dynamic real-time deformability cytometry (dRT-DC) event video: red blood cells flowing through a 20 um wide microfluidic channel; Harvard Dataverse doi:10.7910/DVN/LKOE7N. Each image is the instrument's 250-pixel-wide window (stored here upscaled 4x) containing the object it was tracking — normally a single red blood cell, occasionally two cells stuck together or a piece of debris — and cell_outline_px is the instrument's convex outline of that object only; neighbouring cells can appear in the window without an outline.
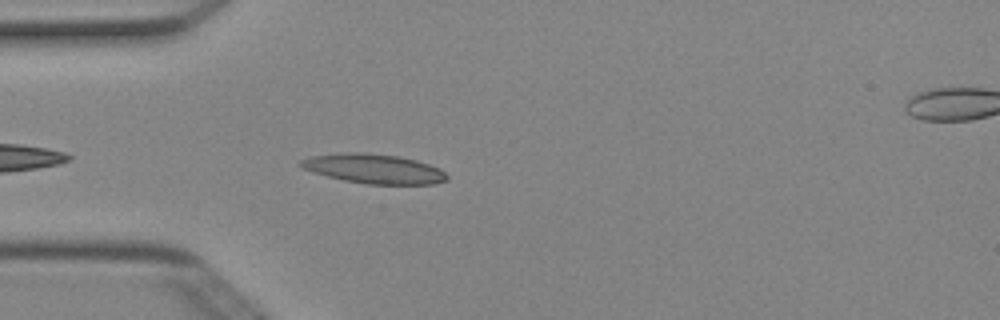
{"species": "Egyptian fruit bat (a non-hibernating species)", "species_latin": "Rousettus aegyptiacus", "temperature_condition": "cold", "stored_images_in_passage": 37, "camera_frame_rate_fps": 3000, "um_per_image_px": 0.085, "animal": {"sex": "female"}, "frame": {"image": 1, "passage_image": 3, "time_ms": 0.667, "image_size_px": [1000, 320], "cell_outline_px": [[448, 180], [432, 184], [368, 184], [344, 180], [312, 172], [300, 168], [296, 164], [300, 160], [312, 156], [344, 152], [360, 152], [396, 156], [416, 160], [440, 168], [448, 176]], "centroid_in_image_um": [31.74, 14.34], "position_along_channel_um": 53.3, "area_um2": 25.09}}
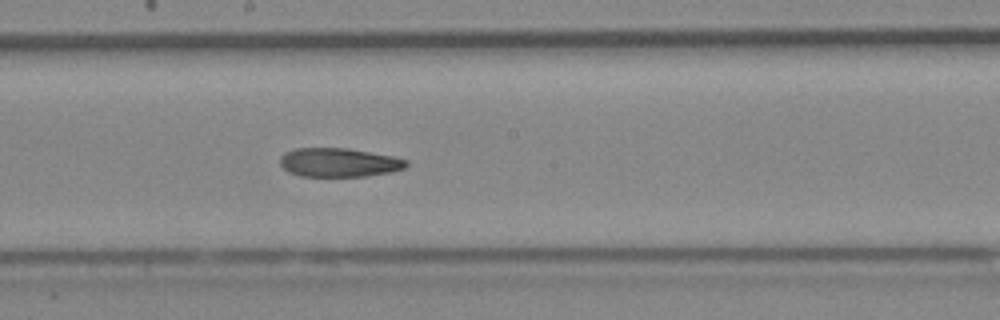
{"frame": {"image": 2, "passage_image": 16, "time_ms": 5.0, "image_size_px": [1000, 320], "cell_outline_px": [[408, 164], [404, 168], [392, 172], [364, 176], [300, 176], [288, 172], [280, 164], [280, 156], [284, 152], [292, 148], [348, 148], [392, 156], [408, 160]], "centroid_in_image_um": [28.78, 13.8], "position_along_channel_um": 219.4, "area_um2": 21.33}}
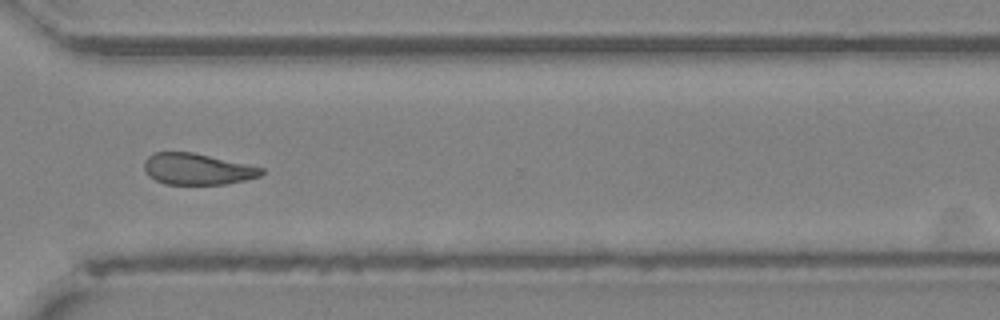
{"frame": {"image": 3, "passage_image": 26, "time_ms": 8.333, "image_size_px": [1000, 320], "cell_outline_px": [[264, 172], [260, 176], [244, 180], [224, 184], [164, 184], [148, 176], [144, 168], [144, 160], [152, 152], [192, 152], [248, 164], [264, 168]], "centroid_in_image_um": [16.74, 14.36], "position_along_channel_um": 353.9, "area_um2": 21.39}, "authors_computed_cell_mechanics": {"area_um2": 22.542, "velocity_mm_per_s": 4.0176, "shape_relaxation_time_tau1_ms": 3.8112, "shape_relaxation_time_tau2_ms": 5.149, "deformation_change_tau1": 0.1613, "deformation_change_tau2": 0.1398}}